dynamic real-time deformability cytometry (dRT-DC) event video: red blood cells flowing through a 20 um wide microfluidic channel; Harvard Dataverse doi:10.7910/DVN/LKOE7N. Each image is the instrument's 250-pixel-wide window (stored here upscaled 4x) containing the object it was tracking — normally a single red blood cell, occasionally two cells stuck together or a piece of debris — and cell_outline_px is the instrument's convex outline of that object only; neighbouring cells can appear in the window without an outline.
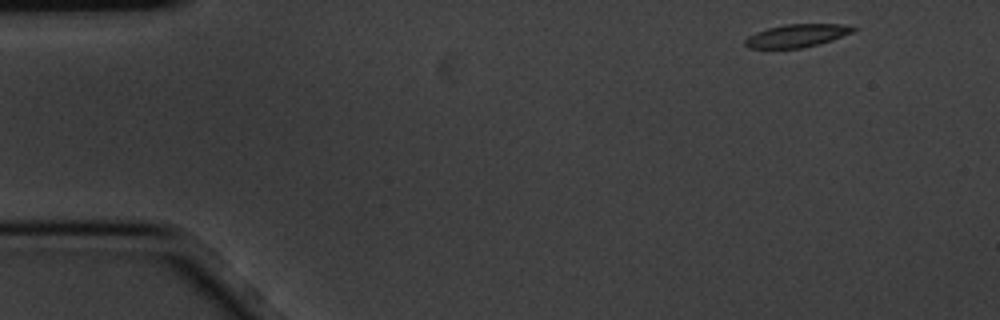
{"species": "common noctule bat (a hibernating species)", "species_latin": "Nyctalus noctula", "temperature_condition": "cold", "stored_images_in_passage": 3, "camera_frame_rate_fps": 3000, "um_per_image_px": 0.085, "animal": {"sex": "male", "body_mass_g": 20.1, "forearm_length_mm": 53.5}, "frame": {"image": 1, "passage_image": 1, "time_ms": 0.0, "image_size_px": [1000, 320], "cell_outline_px": [[856, 28], [852, 32], [832, 40], [820, 44], [800, 48], [748, 48], [744, 44], [744, 40], [748, 36], [756, 32], [768, 28], [784, 24], [840, 24]], "centroid_in_image_um": [67.69, 3.03], "position_along_channel_um": 17.3, "area_um2": 14.33}}